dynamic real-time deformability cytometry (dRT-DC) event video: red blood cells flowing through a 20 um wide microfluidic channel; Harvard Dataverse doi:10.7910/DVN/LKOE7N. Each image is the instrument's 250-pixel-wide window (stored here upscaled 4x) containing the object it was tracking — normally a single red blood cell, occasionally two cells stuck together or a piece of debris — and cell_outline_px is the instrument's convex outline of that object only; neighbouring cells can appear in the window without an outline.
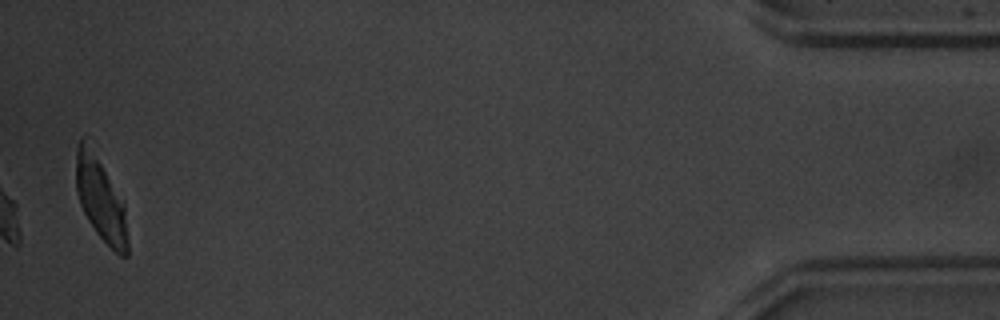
{"species": "common noctule bat (a hibernating species)", "species_latin": "Nyctalus noctula", "temperature_condition": "warm", "stored_images_in_passage": 52, "camera_frame_rate_fps": 3000, "um_per_image_px": 0.085, "animal": {"sex": "male", "body_mass_g": 20.1, "forearm_length_mm": 53.5}, "frame": {"image": 1, "passage_image": 52, "time_ms": 17.0, "image_size_px": [1000, 320], "cell_outline_px": [[128, 256], [120, 256], [96, 232], [88, 220], [80, 204], [76, 192], [76, 152], [80, 140], [100, 164], [124, 204], [128, 244]], "centroid_in_image_um": [8.57, 17.11], "position_along_channel_um": 426.6, "area_um2": 23.58}, "authors_computed_cell_mechanics": {"area_um2": 16.6753, "velocity_mm_per_s": 3.9278, "shape_relaxation_time_tau1_ms": 2.2316, "shape_relaxation_time_tau2_ms": 1.0802, "deformation_change_tau1": 0.1474, "deformation_change_tau2": 0.0817}}